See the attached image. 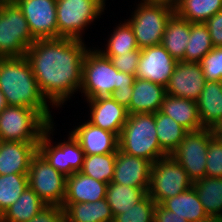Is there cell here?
Here are the masks:
<instances>
[{
	"instance_id": "1",
	"label": "cell",
	"mask_w": 222,
	"mask_h": 222,
	"mask_svg": "<svg viewBox=\"0 0 222 222\" xmlns=\"http://www.w3.org/2000/svg\"><path fill=\"white\" fill-rule=\"evenodd\" d=\"M88 50L83 40L62 37L36 39L27 49L25 57L52 107L64 105L74 92L80 91L83 59Z\"/></svg>"
},
{
	"instance_id": "2",
	"label": "cell",
	"mask_w": 222,
	"mask_h": 222,
	"mask_svg": "<svg viewBox=\"0 0 222 222\" xmlns=\"http://www.w3.org/2000/svg\"><path fill=\"white\" fill-rule=\"evenodd\" d=\"M0 90L10 106L38 111L49 123L53 118L26 57L0 58Z\"/></svg>"
},
{
	"instance_id": "3",
	"label": "cell",
	"mask_w": 222,
	"mask_h": 222,
	"mask_svg": "<svg viewBox=\"0 0 222 222\" xmlns=\"http://www.w3.org/2000/svg\"><path fill=\"white\" fill-rule=\"evenodd\" d=\"M135 75L118 71L98 49H89L83 59L80 92L86 100L110 96L115 89L133 87Z\"/></svg>"
},
{
	"instance_id": "4",
	"label": "cell",
	"mask_w": 222,
	"mask_h": 222,
	"mask_svg": "<svg viewBox=\"0 0 222 222\" xmlns=\"http://www.w3.org/2000/svg\"><path fill=\"white\" fill-rule=\"evenodd\" d=\"M118 149L152 164L168 156L157 139L155 113L129 114L118 137Z\"/></svg>"
},
{
	"instance_id": "5",
	"label": "cell",
	"mask_w": 222,
	"mask_h": 222,
	"mask_svg": "<svg viewBox=\"0 0 222 222\" xmlns=\"http://www.w3.org/2000/svg\"><path fill=\"white\" fill-rule=\"evenodd\" d=\"M35 41L17 3H0V58L25 57Z\"/></svg>"
},
{
	"instance_id": "6",
	"label": "cell",
	"mask_w": 222,
	"mask_h": 222,
	"mask_svg": "<svg viewBox=\"0 0 222 222\" xmlns=\"http://www.w3.org/2000/svg\"><path fill=\"white\" fill-rule=\"evenodd\" d=\"M49 124L34 109L8 105L0 113V141L34 142L38 146Z\"/></svg>"
},
{
	"instance_id": "7",
	"label": "cell",
	"mask_w": 222,
	"mask_h": 222,
	"mask_svg": "<svg viewBox=\"0 0 222 222\" xmlns=\"http://www.w3.org/2000/svg\"><path fill=\"white\" fill-rule=\"evenodd\" d=\"M105 6L102 0H57L58 38L83 40L84 28L99 18Z\"/></svg>"
},
{
	"instance_id": "8",
	"label": "cell",
	"mask_w": 222,
	"mask_h": 222,
	"mask_svg": "<svg viewBox=\"0 0 222 222\" xmlns=\"http://www.w3.org/2000/svg\"><path fill=\"white\" fill-rule=\"evenodd\" d=\"M137 6L131 19H127V22L134 31L139 49L160 45L168 19L175 9L164 4L143 2Z\"/></svg>"
},
{
	"instance_id": "9",
	"label": "cell",
	"mask_w": 222,
	"mask_h": 222,
	"mask_svg": "<svg viewBox=\"0 0 222 222\" xmlns=\"http://www.w3.org/2000/svg\"><path fill=\"white\" fill-rule=\"evenodd\" d=\"M193 186L185 169L170 155L158 159L151 166L147 194L160 204Z\"/></svg>"
},
{
	"instance_id": "10",
	"label": "cell",
	"mask_w": 222,
	"mask_h": 222,
	"mask_svg": "<svg viewBox=\"0 0 222 222\" xmlns=\"http://www.w3.org/2000/svg\"><path fill=\"white\" fill-rule=\"evenodd\" d=\"M27 176L28 186L46 205L62 207L66 176L54 169L39 151L31 158Z\"/></svg>"
},
{
	"instance_id": "11",
	"label": "cell",
	"mask_w": 222,
	"mask_h": 222,
	"mask_svg": "<svg viewBox=\"0 0 222 222\" xmlns=\"http://www.w3.org/2000/svg\"><path fill=\"white\" fill-rule=\"evenodd\" d=\"M213 136L211 128L188 131L170 155L185 169L193 183L206 176L207 151Z\"/></svg>"
},
{
	"instance_id": "12",
	"label": "cell",
	"mask_w": 222,
	"mask_h": 222,
	"mask_svg": "<svg viewBox=\"0 0 222 222\" xmlns=\"http://www.w3.org/2000/svg\"><path fill=\"white\" fill-rule=\"evenodd\" d=\"M54 123H50L40 142L38 143V151L45 157L49 164L68 177L75 172H80L84 162V151L78 141L69 133L67 141L51 145L50 134L53 132Z\"/></svg>"
},
{
	"instance_id": "13",
	"label": "cell",
	"mask_w": 222,
	"mask_h": 222,
	"mask_svg": "<svg viewBox=\"0 0 222 222\" xmlns=\"http://www.w3.org/2000/svg\"><path fill=\"white\" fill-rule=\"evenodd\" d=\"M35 39L58 38L57 0H16Z\"/></svg>"
},
{
	"instance_id": "14",
	"label": "cell",
	"mask_w": 222,
	"mask_h": 222,
	"mask_svg": "<svg viewBox=\"0 0 222 222\" xmlns=\"http://www.w3.org/2000/svg\"><path fill=\"white\" fill-rule=\"evenodd\" d=\"M177 62L161 44L142 48L136 78L166 87Z\"/></svg>"
},
{
	"instance_id": "15",
	"label": "cell",
	"mask_w": 222,
	"mask_h": 222,
	"mask_svg": "<svg viewBox=\"0 0 222 222\" xmlns=\"http://www.w3.org/2000/svg\"><path fill=\"white\" fill-rule=\"evenodd\" d=\"M205 83L206 79L200 63L178 61L166 86V93L196 101Z\"/></svg>"
},
{
	"instance_id": "16",
	"label": "cell",
	"mask_w": 222,
	"mask_h": 222,
	"mask_svg": "<svg viewBox=\"0 0 222 222\" xmlns=\"http://www.w3.org/2000/svg\"><path fill=\"white\" fill-rule=\"evenodd\" d=\"M152 163L144 158L116 152L112 182L141 189H148Z\"/></svg>"
},
{
	"instance_id": "17",
	"label": "cell",
	"mask_w": 222,
	"mask_h": 222,
	"mask_svg": "<svg viewBox=\"0 0 222 222\" xmlns=\"http://www.w3.org/2000/svg\"><path fill=\"white\" fill-rule=\"evenodd\" d=\"M87 103L89 107L91 106L88 122L103 130L113 132L119 137L128 119L127 109L111 96L89 99Z\"/></svg>"
},
{
	"instance_id": "18",
	"label": "cell",
	"mask_w": 222,
	"mask_h": 222,
	"mask_svg": "<svg viewBox=\"0 0 222 222\" xmlns=\"http://www.w3.org/2000/svg\"><path fill=\"white\" fill-rule=\"evenodd\" d=\"M82 147L85 155H103L118 151V136L90 122H86L71 131Z\"/></svg>"
},
{
	"instance_id": "19",
	"label": "cell",
	"mask_w": 222,
	"mask_h": 222,
	"mask_svg": "<svg viewBox=\"0 0 222 222\" xmlns=\"http://www.w3.org/2000/svg\"><path fill=\"white\" fill-rule=\"evenodd\" d=\"M37 151L34 142L0 141V175L28 174L31 158Z\"/></svg>"
},
{
	"instance_id": "20",
	"label": "cell",
	"mask_w": 222,
	"mask_h": 222,
	"mask_svg": "<svg viewBox=\"0 0 222 222\" xmlns=\"http://www.w3.org/2000/svg\"><path fill=\"white\" fill-rule=\"evenodd\" d=\"M107 183L100 182L81 172L66 177L63 203L95 202L106 198Z\"/></svg>"
},
{
	"instance_id": "21",
	"label": "cell",
	"mask_w": 222,
	"mask_h": 222,
	"mask_svg": "<svg viewBox=\"0 0 222 222\" xmlns=\"http://www.w3.org/2000/svg\"><path fill=\"white\" fill-rule=\"evenodd\" d=\"M166 95V87L163 85L136 78L130 105L127 108L128 114L156 113L160 111Z\"/></svg>"
},
{
	"instance_id": "22",
	"label": "cell",
	"mask_w": 222,
	"mask_h": 222,
	"mask_svg": "<svg viewBox=\"0 0 222 222\" xmlns=\"http://www.w3.org/2000/svg\"><path fill=\"white\" fill-rule=\"evenodd\" d=\"M160 112L171 117L187 131L205 128L202 125L195 100L166 95Z\"/></svg>"
},
{
	"instance_id": "23",
	"label": "cell",
	"mask_w": 222,
	"mask_h": 222,
	"mask_svg": "<svg viewBox=\"0 0 222 222\" xmlns=\"http://www.w3.org/2000/svg\"><path fill=\"white\" fill-rule=\"evenodd\" d=\"M196 104L202 125L212 129L222 118V81H206Z\"/></svg>"
},
{
	"instance_id": "24",
	"label": "cell",
	"mask_w": 222,
	"mask_h": 222,
	"mask_svg": "<svg viewBox=\"0 0 222 222\" xmlns=\"http://www.w3.org/2000/svg\"><path fill=\"white\" fill-rule=\"evenodd\" d=\"M65 222H113L106 198L95 202L63 203Z\"/></svg>"
},
{
	"instance_id": "25",
	"label": "cell",
	"mask_w": 222,
	"mask_h": 222,
	"mask_svg": "<svg viewBox=\"0 0 222 222\" xmlns=\"http://www.w3.org/2000/svg\"><path fill=\"white\" fill-rule=\"evenodd\" d=\"M190 37V22L174 12L166 24L161 45L177 61L184 58Z\"/></svg>"
},
{
	"instance_id": "26",
	"label": "cell",
	"mask_w": 222,
	"mask_h": 222,
	"mask_svg": "<svg viewBox=\"0 0 222 222\" xmlns=\"http://www.w3.org/2000/svg\"><path fill=\"white\" fill-rule=\"evenodd\" d=\"M160 205L188 222H197L208 217L193 186L174 197L163 200Z\"/></svg>"
},
{
	"instance_id": "27",
	"label": "cell",
	"mask_w": 222,
	"mask_h": 222,
	"mask_svg": "<svg viewBox=\"0 0 222 222\" xmlns=\"http://www.w3.org/2000/svg\"><path fill=\"white\" fill-rule=\"evenodd\" d=\"M46 206L39 196L27 186L18 200L0 216V222H27Z\"/></svg>"
},
{
	"instance_id": "28",
	"label": "cell",
	"mask_w": 222,
	"mask_h": 222,
	"mask_svg": "<svg viewBox=\"0 0 222 222\" xmlns=\"http://www.w3.org/2000/svg\"><path fill=\"white\" fill-rule=\"evenodd\" d=\"M193 187L206 214L222 219V178L205 176L194 182Z\"/></svg>"
},
{
	"instance_id": "29",
	"label": "cell",
	"mask_w": 222,
	"mask_h": 222,
	"mask_svg": "<svg viewBox=\"0 0 222 222\" xmlns=\"http://www.w3.org/2000/svg\"><path fill=\"white\" fill-rule=\"evenodd\" d=\"M148 189H141L110 182L107 184L106 200L113 216L123 214L147 195Z\"/></svg>"
},
{
	"instance_id": "30",
	"label": "cell",
	"mask_w": 222,
	"mask_h": 222,
	"mask_svg": "<svg viewBox=\"0 0 222 222\" xmlns=\"http://www.w3.org/2000/svg\"><path fill=\"white\" fill-rule=\"evenodd\" d=\"M155 124L157 139L161 149L167 155H171L188 131L171 117L166 116L160 111L155 113Z\"/></svg>"
},
{
	"instance_id": "31",
	"label": "cell",
	"mask_w": 222,
	"mask_h": 222,
	"mask_svg": "<svg viewBox=\"0 0 222 222\" xmlns=\"http://www.w3.org/2000/svg\"><path fill=\"white\" fill-rule=\"evenodd\" d=\"M222 10V0H180L175 12L191 23H205Z\"/></svg>"
},
{
	"instance_id": "32",
	"label": "cell",
	"mask_w": 222,
	"mask_h": 222,
	"mask_svg": "<svg viewBox=\"0 0 222 222\" xmlns=\"http://www.w3.org/2000/svg\"><path fill=\"white\" fill-rule=\"evenodd\" d=\"M212 49L213 43L206 24L190 22V37L181 61L199 63Z\"/></svg>"
},
{
	"instance_id": "33",
	"label": "cell",
	"mask_w": 222,
	"mask_h": 222,
	"mask_svg": "<svg viewBox=\"0 0 222 222\" xmlns=\"http://www.w3.org/2000/svg\"><path fill=\"white\" fill-rule=\"evenodd\" d=\"M115 158L116 153L85 155L80 172L108 184L114 177Z\"/></svg>"
},
{
	"instance_id": "34",
	"label": "cell",
	"mask_w": 222,
	"mask_h": 222,
	"mask_svg": "<svg viewBox=\"0 0 222 222\" xmlns=\"http://www.w3.org/2000/svg\"><path fill=\"white\" fill-rule=\"evenodd\" d=\"M118 25L107 41L106 50L98 49L103 55H124L127 52L139 49L130 24L125 21Z\"/></svg>"
},
{
	"instance_id": "35",
	"label": "cell",
	"mask_w": 222,
	"mask_h": 222,
	"mask_svg": "<svg viewBox=\"0 0 222 222\" xmlns=\"http://www.w3.org/2000/svg\"><path fill=\"white\" fill-rule=\"evenodd\" d=\"M27 186V174L0 175V216L18 200Z\"/></svg>"
},
{
	"instance_id": "36",
	"label": "cell",
	"mask_w": 222,
	"mask_h": 222,
	"mask_svg": "<svg viewBox=\"0 0 222 222\" xmlns=\"http://www.w3.org/2000/svg\"><path fill=\"white\" fill-rule=\"evenodd\" d=\"M156 203L147 194L123 214L113 216V222H153Z\"/></svg>"
},
{
	"instance_id": "37",
	"label": "cell",
	"mask_w": 222,
	"mask_h": 222,
	"mask_svg": "<svg viewBox=\"0 0 222 222\" xmlns=\"http://www.w3.org/2000/svg\"><path fill=\"white\" fill-rule=\"evenodd\" d=\"M199 63L206 81H222V47H213Z\"/></svg>"
},
{
	"instance_id": "38",
	"label": "cell",
	"mask_w": 222,
	"mask_h": 222,
	"mask_svg": "<svg viewBox=\"0 0 222 222\" xmlns=\"http://www.w3.org/2000/svg\"><path fill=\"white\" fill-rule=\"evenodd\" d=\"M206 176L222 178V143L214 136L209 141Z\"/></svg>"
},
{
	"instance_id": "39",
	"label": "cell",
	"mask_w": 222,
	"mask_h": 222,
	"mask_svg": "<svg viewBox=\"0 0 222 222\" xmlns=\"http://www.w3.org/2000/svg\"><path fill=\"white\" fill-rule=\"evenodd\" d=\"M109 58L113 66L120 72L135 75L140 58V49L127 52L124 55H104Z\"/></svg>"
},
{
	"instance_id": "40",
	"label": "cell",
	"mask_w": 222,
	"mask_h": 222,
	"mask_svg": "<svg viewBox=\"0 0 222 222\" xmlns=\"http://www.w3.org/2000/svg\"><path fill=\"white\" fill-rule=\"evenodd\" d=\"M27 222H65L64 210L61 206L47 205Z\"/></svg>"
},
{
	"instance_id": "41",
	"label": "cell",
	"mask_w": 222,
	"mask_h": 222,
	"mask_svg": "<svg viewBox=\"0 0 222 222\" xmlns=\"http://www.w3.org/2000/svg\"><path fill=\"white\" fill-rule=\"evenodd\" d=\"M213 47H222V10L214 14L205 22Z\"/></svg>"
},
{
	"instance_id": "42",
	"label": "cell",
	"mask_w": 222,
	"mask_h": 222,
	"mask_svg": "<svg viewBox=\"0 0 222 222\" xmlns=\"http://www.w3.org/2000/svg\"><path fill=\"white\" fill-rule=\"evenodd\" d=\"M153 219V222H188V220L180 217L175 212L165 209L160 204L155 206Z\"/></svg>"
},
{
	"instance_id": "43",
	"label": "cell",
	"mask_w": 222,
	"mask_h": 222,
	"mask_svg": "<svg viewBox=\"0 0 222 222\" xmlns=\"http://www.w3.org/2000/svg\"><path fill=\"white\" fill-rule=\"evenodd\" d=\"M133 93V87L128 89H115L110 95L118 104L124 106L126 109L130 105L131 96Z\"/></svg>"
},
{
	"instance_id": "44",
	"label": "cell",
	"mask_w": 222,
	"mask_h": 222,
	"mask_svg": "<svg viewBox=\"0 0 222 222\" xmlns=\"http://www.w3.org/2000/svg\"><path fill=\"white\" fill-rule=\"evenodd\" d=\"M180 0H142L141 2L147 4H164L175 9Z\"/></svg>"
},
{
	"instance_id": "45",
	"label": "cell",
	"mask_w": 222,
	"mask_h": 222,
	"mask_svg": "<svg viewBox=\"0 0 222 222\" xmlns=\"http://www.w3.org/2000/svg\"><path fill=\"white\" fill-rule=\"evenodd\" d=\"M213 135L222 143V126H214L212 128Z\"/></svg>"
},
{
	"instance_id": "46",
	"label": "cell",
	"mask_w": 222,
	"mask_h": 222,
	"mask_svg": "<svg viewBox=\"0 0 222 222\" xmlns=\"http://www.w3.org/2000/svg\"><path fill=\"white\" fill-rule=\"evenodd\" d=\"M8 106L3 93L0 90V113Z\"/></svg>"
},
{
	"instance_id": "47",
	"label": "cell",
	"mask_w": 222,
	"mask_h": 222,
	"mask_svg": "<svg viewBox=\"0 0 222 222\" xmlns=\"http://www.w3.org/2000/svg\"><path fill=\"white\" fill-rule=\"evenodd\" d=\"M197 222H222V219L217 218V217H209L208 216L206 219L201 220V221H197Z\"/></svg>"
},
{
	"instance_id": "48",
	"label": "cell",
	"mask_w": 222,
	"mask_h": 222,
	"mask_svg": "<svg viewBox=\"0 0 222 222\" xmlns=\"http://www.w3.org/2000/svg\"><path fill=\"white\" fill-rule=\"evenodd\" d=\"M16 0H0V3L2 2H15Z\"/></svg>"
},
{
	"instance_id": "49",
	"label": "cell",
	"mask_w": 222,
	"mask_h": 222,
	"mask_svg": "<svg viewBox=\"0 0 222 222\" xmlns=\"http://www.w3.org/2000/svg\"><path fill=\"white\" fill-rule=\"evenodd\" d=\"M215 126H222V118L220 119V121Z\"/></svg>"
}]
</instances>
